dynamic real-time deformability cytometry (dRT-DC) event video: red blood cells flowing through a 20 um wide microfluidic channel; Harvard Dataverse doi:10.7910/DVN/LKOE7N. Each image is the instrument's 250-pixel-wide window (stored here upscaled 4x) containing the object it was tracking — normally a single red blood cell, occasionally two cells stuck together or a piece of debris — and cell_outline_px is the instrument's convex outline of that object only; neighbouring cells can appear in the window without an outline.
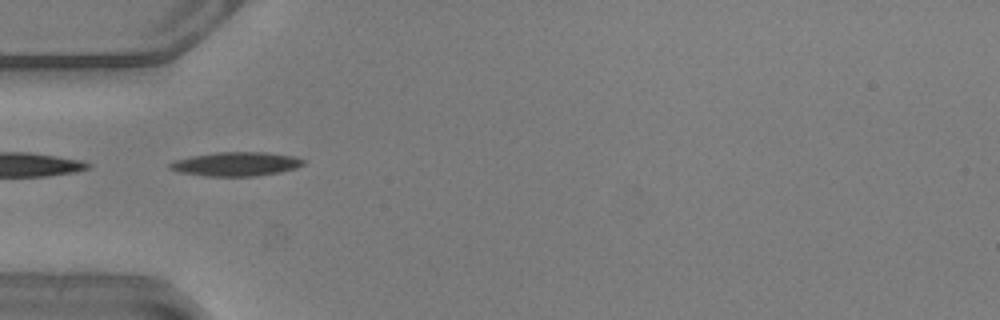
{"species": "common noctule bat (a hibernating species)", "species_latin": "Nyctalus noctula", "temperature_condition": "warm", "stored_images_in_passage": 24, "camera_frame_rate_fps": 3000, "um_per_image_px": 0.085, "animal": {"sex": "male", "body_mass_g": 20.5, "forearm_length_mm": 52.5}, "frame": {"image": 1, "passage_image": 1, "time_ms": 0.0, "image_size_px": [1000, 320], "cell_outline_px": [[304, 164], [296, 168], [280, 172], [256, 176], [208, 176], [180, 172], [168, 168], [168, 164], [172, 160], [192, 156], [216, 152], [264, 152], [292, 156], [304, 160]], "centroid_in_image_um": [20.03, 13.94], "position_along_channel_um": 65.0, "area_um2": 18.61}}
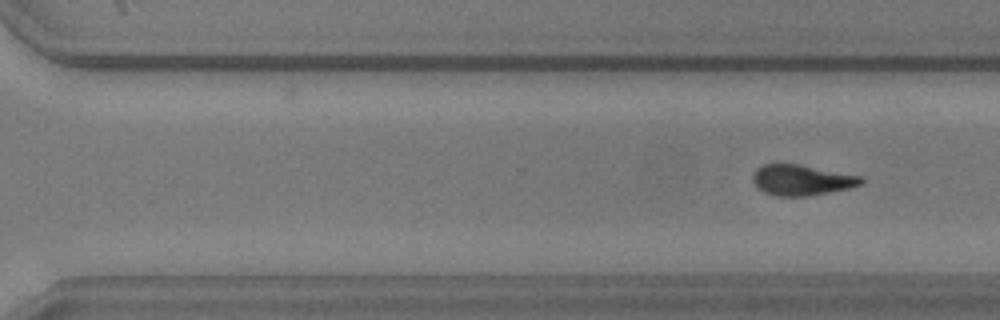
{"frame": {"image": 2, "passage_image": 24, "time_ms": 7.667, "image_size_px": [1000, 320], "cell_outline_px": [[864, 180], [860, 184], [848, 188], [808, 196], [776, 196], [764, 192], [752, 180], [752, 176], [756, 168], [764, 164], [800, 164], [864, 176]], "centroid_in_image_um": [68.15, 15.29], "position_along_channel_um": 302.4, "area_um2": 19.31}}